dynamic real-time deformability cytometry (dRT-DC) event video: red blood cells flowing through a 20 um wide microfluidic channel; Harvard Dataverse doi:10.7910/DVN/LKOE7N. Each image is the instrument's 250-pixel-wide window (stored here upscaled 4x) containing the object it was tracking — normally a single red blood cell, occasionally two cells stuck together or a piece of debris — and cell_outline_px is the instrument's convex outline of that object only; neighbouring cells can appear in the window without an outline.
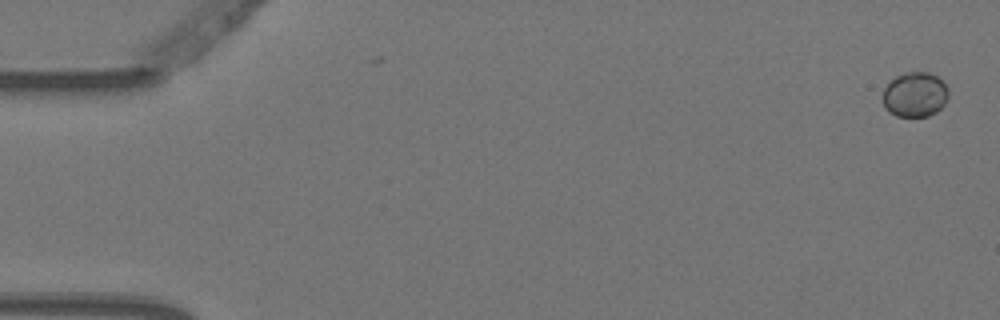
{"species": "Egyptian fruit bat (a non-hibernating species)", "species_latin": "Rousettus aegyptiacus", "temperature_condition": "warm", "stored_images_in_passage": 5, "camera_frame_rate_fps": 3000, "um_per_image_px": 0.085, "animal": {"sex": "female"}, "frame": {"image": 1, "passage_image": 1, "time_ms": 0.0, "image_size_px": [1000, 320], "cell_outline_px": [[948, 96], [944, 104], [936, 112], [928, 116], [896, 116], [888, 112], [884, 108], [884, 88], [896, 76], [904, 72], [928, 72], [936, 76], [948, 88]], "centroid_in_image_um": [77.76, 8.04], "position_along_channel_um": 7.2, "area_um2": 17.05}}
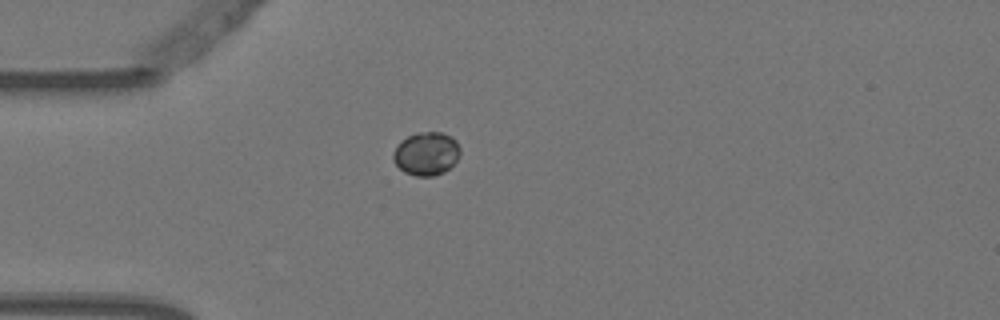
{"frame": {"image": 2, "passage_image": 5, "time_ms": 1.333, "image_size_px": [1000, 320], "cell_outline_px": [[460, 156], [444, 172], [432, 176], [416, 176], [404, 172], [392, 160], [392, 152], [408, 136], [416, 132], [440, 132], [452, 136], [456, 140], [460, 148]], "centroid_in_image_um": [36.25, 13.06], "position_along_channel_um": 48.8, "area_um2": 16.82}}